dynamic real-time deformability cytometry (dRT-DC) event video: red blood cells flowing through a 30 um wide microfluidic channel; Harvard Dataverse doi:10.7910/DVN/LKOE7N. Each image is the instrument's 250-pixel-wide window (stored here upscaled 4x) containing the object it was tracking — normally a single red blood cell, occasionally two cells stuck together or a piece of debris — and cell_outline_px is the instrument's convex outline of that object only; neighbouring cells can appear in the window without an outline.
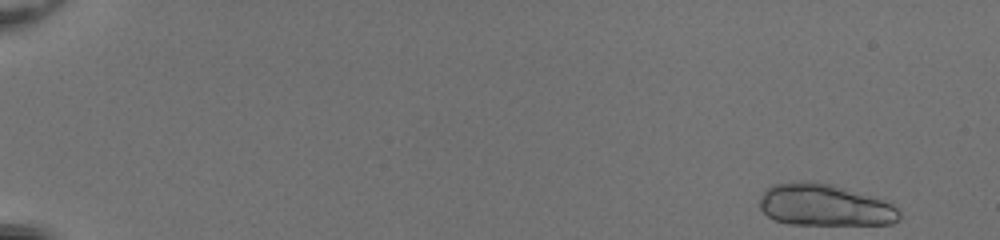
{"species": "common noctule bat (a hibernating species)", "species_latin": "Nyctalus noctula", "temperature_condition": "room temperature", "stored_images_in_passage": 50, "segment_of_instrument_passage": [1, 2], "camera_frame_rate_fps": 3000, "um_per_image_px": 0.085, "animal": {"sex": "female", "body_mass_g": 20.0, "forearm_length_mm": 54.0}, "frame": {"image": 1, "passage_image": 1, "time_ms": 0.0, "image_size_px": [1000, 240], "cell_outline_px": [[900, 220], [892, 224], [788, 224], [776, 220], [768, 216], [760, 208], [760, 200], [764, 192], [772, 184], [800, 180], [812, 180], [832, 184], [880, 196], [892, 204], [900, 212]], "centroid_in_image_um": [70.15, 17.4], "position_along_channel_um": 14.8, "area_um2": 34.74}}
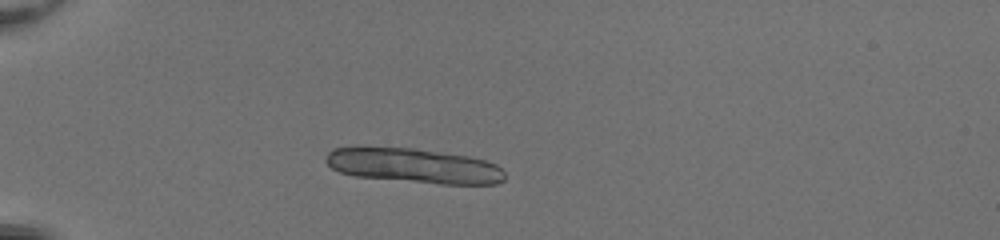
{"frame": {"image": 2, "passage_image": 14, "time_ms": 4.333, "image_size_px": [1000, 240], "cell_outline_px": [[504, 180], [496, 184], [440, 184], [356, 176], [340, 172], [332, 168], [324, 160], [328, 152], [332, 148], [356, 144], [360, 144], [412, 148], [468, 156], [484, 160], [496, 164], [504, 172]], "centroid_in_image_um": [35.07, 14.04], "position_along_channel_um": 49.9, "area_um2": 36.93}}